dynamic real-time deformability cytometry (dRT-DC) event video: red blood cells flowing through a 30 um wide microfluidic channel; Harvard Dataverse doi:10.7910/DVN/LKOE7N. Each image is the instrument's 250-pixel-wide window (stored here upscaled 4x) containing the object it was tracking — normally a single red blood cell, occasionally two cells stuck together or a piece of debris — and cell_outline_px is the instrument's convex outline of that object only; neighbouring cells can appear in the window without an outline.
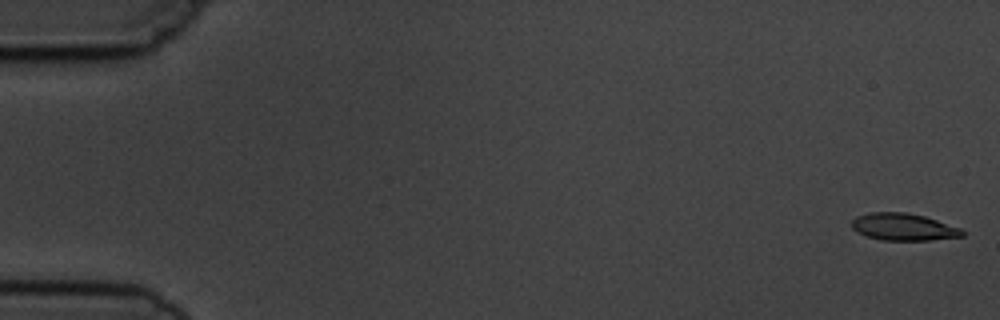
{"species": "common noctule bat (a hibernating species)", "species_latin": "Nyctalus noctula", "temperature_condition": "cold", "stored_images_in_passage": 6, "camera_frame_rate_fps": 3000, "um_per_image_px": 0.085, "animal": {"sex": "male", "body_mass_g": 19.5, "forearm_length_mm": 54.6}, "frame": {"image": 1, "passage_image": 1, "time_ms": 0.0, "image_size_px": [1000, 320], "cell_outline_px": [[964, 236], [932, 240], [880, 240], [856, 232], [852, 228], [852, 220], [856, 216], [872, 212], [908, 212], [924, 216], [960, 228], [964, 232]], "centroid_in_image_um": [76.78, 19.29], "position_along_channel_um": 8.2, "area_um2": 17.46}}
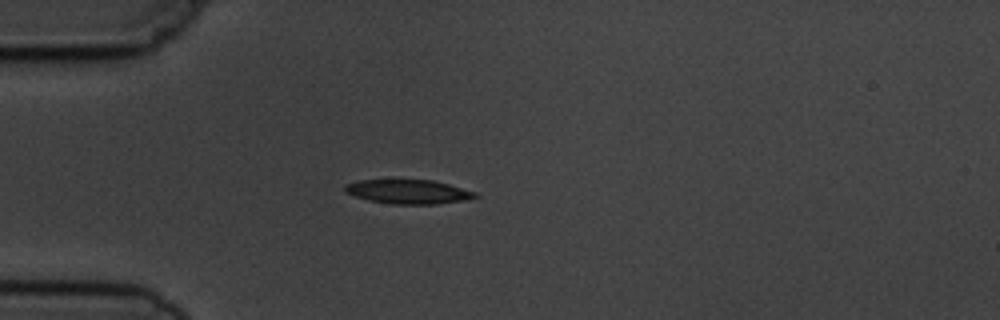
{"frame": {"image": 2, "passage_image": 5, "time_ms": 4.667, "image_size_px": [1000, 320], "cell_outline_px": [[480, 196], [464, 200], [436, 204], [392, 204], [368, 200], [344, 192], [344, 184], [360, 180], [432, 180], [448, 184], [476, 192]], "centroid_in_image_um": [34.69, 16.29], "position_along_channel_um": 50.3, "area_um2": 18.26}}